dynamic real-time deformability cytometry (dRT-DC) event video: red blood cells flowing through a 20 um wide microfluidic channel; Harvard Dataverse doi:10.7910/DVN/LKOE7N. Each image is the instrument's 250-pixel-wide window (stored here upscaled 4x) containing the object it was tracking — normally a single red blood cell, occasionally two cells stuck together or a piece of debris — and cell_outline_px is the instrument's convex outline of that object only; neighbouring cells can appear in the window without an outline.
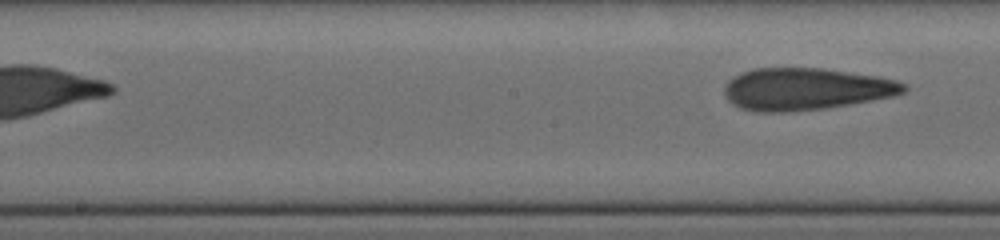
{"species": "human", "species_latin": "Homo sapiens", "temperature_condition": "cold", "stored_images_in_passage": 19, "segment_of_instrument_passage": [2, 2], "camera_frame_rate_fps": 3000, "um_per_image_px": 0.085, "donor": {"sex": "female"}, "frame": {"image": 1, "passage_image": 19, "time_ms": 6.667, "image_size_px": [1000, 240], "cell_outline_px": [[908, 88], [904, 92], [892, 96], [848, 104], [824, 108], [784, 112], [756, 112], [740, 108], [732, 104], [728, 100], [724, 92], [724, 84], [728, 80], [740, 72], [756, 68], [820, 68], [876, 76], [896, 80], [904, 84]], "centroid_in_image_um": [68.42, 7.56], "position_along_channel_um": 179.8, "area_um2": 43.81}}